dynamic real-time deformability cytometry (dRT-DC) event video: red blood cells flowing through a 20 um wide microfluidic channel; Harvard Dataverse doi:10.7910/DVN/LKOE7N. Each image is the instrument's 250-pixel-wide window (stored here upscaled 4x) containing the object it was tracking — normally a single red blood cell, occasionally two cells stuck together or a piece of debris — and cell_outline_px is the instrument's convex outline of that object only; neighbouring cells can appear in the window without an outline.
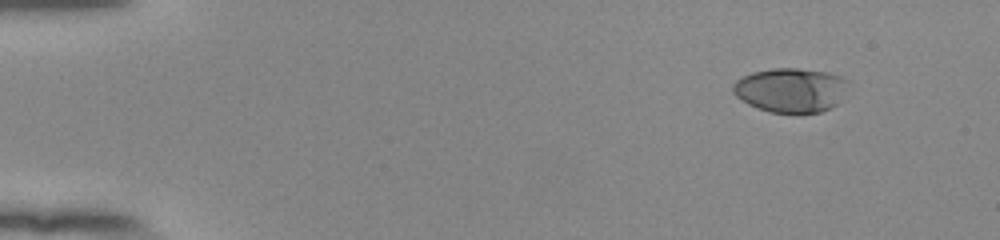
{"species": "human", "species_latin": "Homo sapiens", "temperature_condition": "room temperature", "stored_images_in_passage": 50, "camera_frame_rate_fps": 3000, "um_per_image_px": 0.085, "donor": {"sex": "female"}, "frame": {"image": 1, "passage_image": 1, "time_ms": 0.0, "image_size_px": [1000, 240], "cell_outline_px": [[848, 80], [836, 104], [832, 108], [820, 112], [796, 116], [768, 112], [748, 104], [740, 100], [732, 92], [732, 84], [736, 80], [752, 72], [772, 68], [796, 68], [828, 72], [840, 76]], "centroid_in_image_um": [67.16, 7.69], "position_along_channel_um": 17.8, "area_um2": 30.29}}
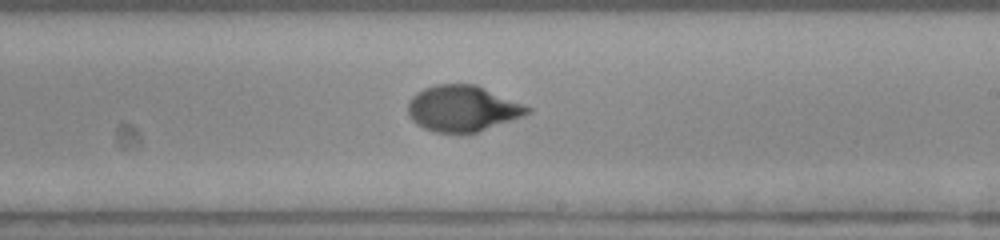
{"frame": {"image": 2, "passage_image": 29, "time_ms": 9.333, "image_size_px": [1000, 240], "cell_outline_px": [[532, 112], [476, 132], [436, 132], [424, 128], [416, 124], [412, 120], [408, 112], [408, 100], [416, 92], [424, 88], [436, 84], [476, 84], [524, 104], [532, 108]], "centroid_in_image_um": [39.29, 9.2], "position_along_channel_um": 249.7, "area_um2": 31.73}}
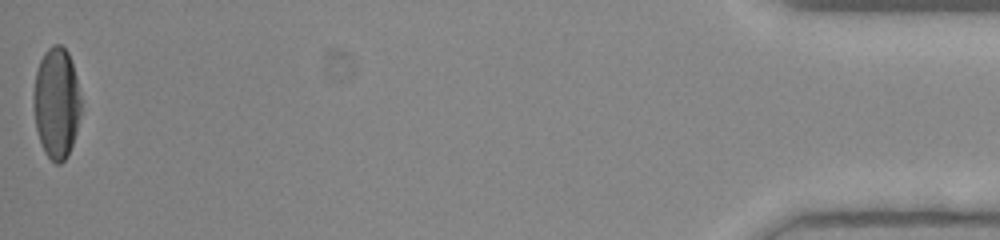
{"frame": {"image": 3, "passage_image": 50, "time_ms": 16.333, "image_size_px": [1000, 240], "cell_outline_px": [[80, 116], [76, 132], [68, 156], [60, 164], [56, 164], [44, 152], [36, 128], [32, 104], [32, 96], [36, 72], [40, 60], [44, 52], [52, 44], [60, 44], [68, 52], [76, 76], [80, 96]], "centroid_in_image_um": [4.78, 8.75], "position_along_channel_um": 430.4, "area_um2": 30.81}, "authors_computed_cell_mechanics": {"area_um2": 31.2698, "velocity_mm_per_s": 3.8453, "shape_relaxation_time_tau1_ms": 4.3522, "shape_relaxation_time_tau2_ms": 0.7146, "deformation_change_tau1": 0.2141, "deformation_change_tau2": 0.0377}}